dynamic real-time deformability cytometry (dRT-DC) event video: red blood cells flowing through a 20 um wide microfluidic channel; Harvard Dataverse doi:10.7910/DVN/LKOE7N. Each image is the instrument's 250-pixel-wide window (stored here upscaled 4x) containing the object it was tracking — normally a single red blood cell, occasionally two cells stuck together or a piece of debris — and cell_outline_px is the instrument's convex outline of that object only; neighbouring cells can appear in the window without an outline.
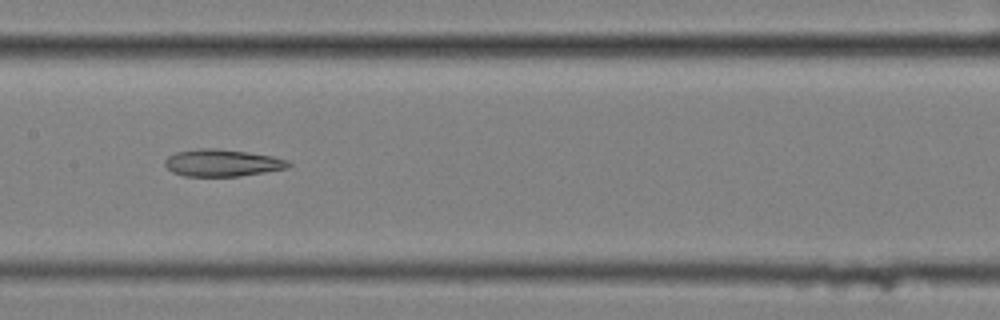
{"species": "common noctule bat (a hibernating species)", "species_latin": "Nyctalus noctula", "temperature_condition": "cold", "stored_images_in_passage": 11, "camera_frame_rate_fps": 3000, "um_per_image_px": 0.085, "animal": {"sex": "female", "body_mass_g": 25.1}, "frame": {"image": 1, "passage_image": 8, "time_ms": 2.333, "image_size_px": [1000, 320], "cell_outline_px": [[292, 164], [288, 168], [240, 176], [184, 176], [172, 172], [164, 164], [164, 160], [168, 156], [176, 152], [200, 148], [216, 148], [248, 152], [272, 156], [288, 160]], "centroid_in_image_um": [18.88, 13.84], "position_along_channel_um": 188.5, "area_um2": 19.54}}
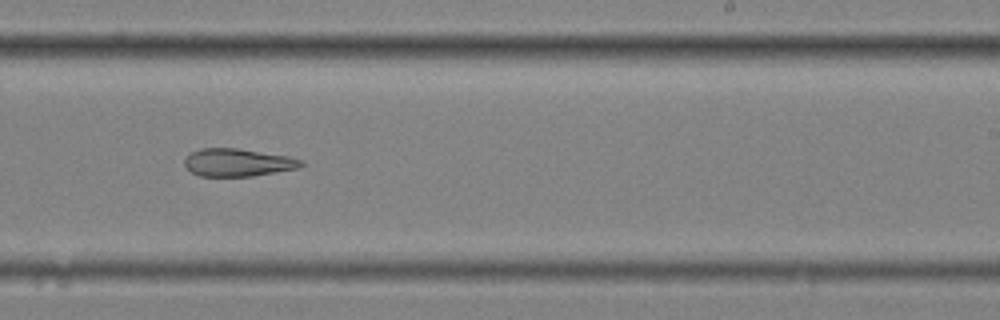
{"frame": {"image": 2, "passage_image": 10, "time_ms": 3.0, "image_size_px": [1000, 320], "cell_outline_px": [[304, 164], [300, 168], [252, 176], [200, 176], [192, 172], [184, 164], [184, 160], [192, 152], [200, 148], [236, 148], [288, 156], [304, 160]], "centroid_in_image_um": [20.25, 13.81], "position_along_channel_um": 268.8, "area_um2": 18.79}}